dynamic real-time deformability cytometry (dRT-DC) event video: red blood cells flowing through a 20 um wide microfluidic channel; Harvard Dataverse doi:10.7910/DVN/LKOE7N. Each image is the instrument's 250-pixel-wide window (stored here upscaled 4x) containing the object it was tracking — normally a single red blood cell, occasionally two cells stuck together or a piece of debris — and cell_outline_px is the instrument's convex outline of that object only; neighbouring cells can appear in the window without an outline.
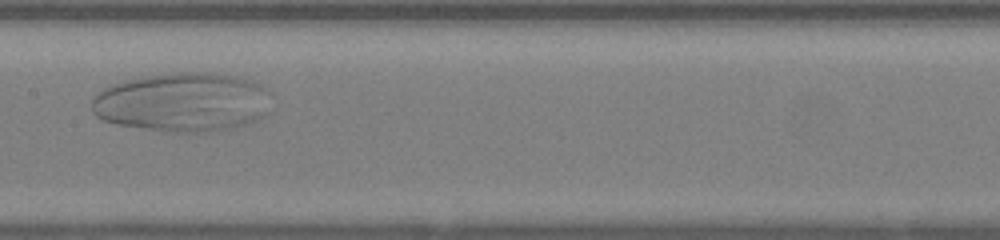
{"species": "human", "species_latin": "Homo sapiens", "temperature_condition": "warm", "stored_images_in_passage": 27, "camera_frame_rate_fps": 3000, "um_per_image_px": 0.085, "donor": {"sex": "female"}, "frame": {"image": 1, "passage_image": 11, "time_ms": 3.333, "image_size_px": [1000, 240], "cell_outline_px": [[272, 96], [264, 116], [256, 120], [232, 128], [204, 132], [164, 132], [116, 124], [104, 120], [96, 116], [92, 112], [92, 100], [104, 88], [112, 84], [124, 80], [144, 76], [180, 72], [204, 72], [236, 76], [256, 84], [264, 88]], "centroid_in_image_um": [15.5, 8.7], "position_along_channel_um": 191.9, "area_um2": 61.79}}
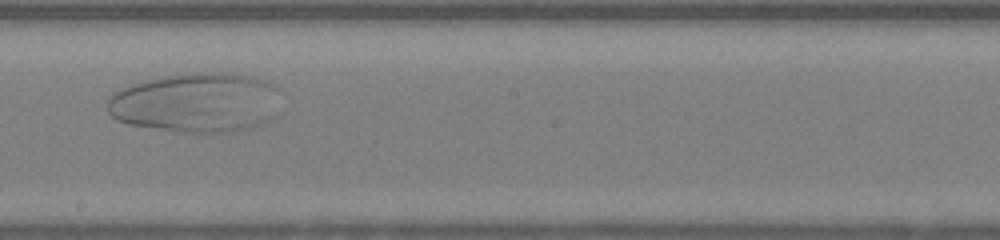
{"frame": {"image": 2, "passage_image": 14, "time_ms": 4.333, "image_size_px": [1000, 240], "cell_outline_px": [[280, 88], [276, 116], [252, 128], [224, 132], [184, 132], [128, 124], [116, 120], [108, 112], [108, 96], [112, 92], [132, 84], [148, 80], [168, 76], [196, 72], [232, 72], [264, 80]], "centroid_in_image_um": [16.71, 8.72], "position_along_channel_um": 231.5, "area_um2": 60.46}}
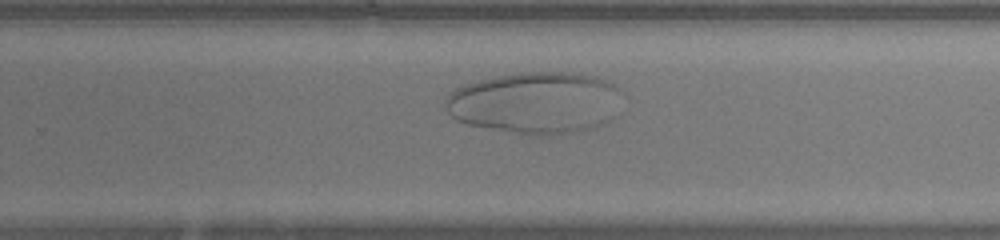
{"frame": {"image": 3, "passage_image": 18, "time_ms": 5.667, "image_size_px": [1000, 240], "cell_outline_px": [[620, 116], [604, 124], [592, 128], [556, 136], [528, 136], [468, 124], [456, 120], [448, 112], [444, 104], [444, 100], [448, 92], [464, 84], [476, 80], [496, 76], [520, 72], [568, 72], [592, 76], [604, 80], [612, 84], [616, 88]], "centroid_in_image_um": [45.49, 8.76], "position_along_channel_um": 284.3, "area_um2": 64.5}}